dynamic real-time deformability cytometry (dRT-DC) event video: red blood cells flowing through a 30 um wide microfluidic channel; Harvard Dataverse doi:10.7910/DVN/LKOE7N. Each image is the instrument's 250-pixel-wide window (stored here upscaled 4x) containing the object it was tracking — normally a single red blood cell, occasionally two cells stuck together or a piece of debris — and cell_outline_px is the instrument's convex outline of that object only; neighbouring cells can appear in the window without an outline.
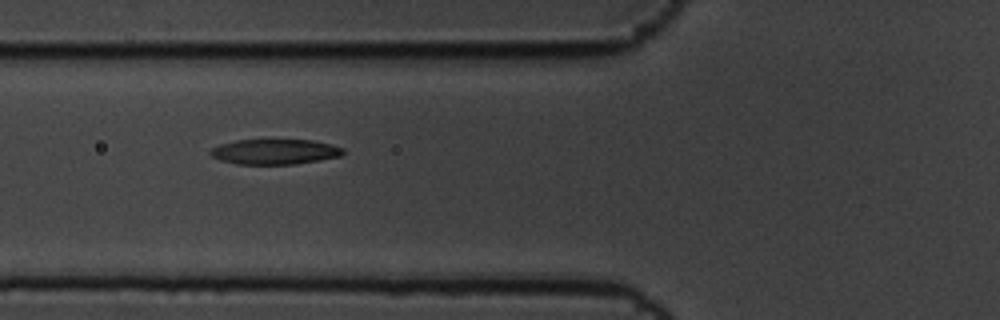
{"species": "common noctule bat (a hibernating species)", "species_latin": "Nyctalus noctula", "temperature_condition": "cold", "stored_images_in_passage": 8, "camera_frame_rate_fps": 3000, "um_per_image_px": 0.085, "animal": {"sex": "male", "body_mass_g": 19.5, "forearm_length_mm": 54.6}, "frame": {"image": 1, "passage_image": 7, "time_ms": 2.0, "image_size_px": [1000, 320], "cell_outline_px": [[344, 152], [340, 156], [320, 160], [296, 164], [236, 164], [220, 160], [212, 156], [208, 152], [212, 148], [220, 144], [236, 140], [312, 140], [344, 148]], "centroid_in_image_um": [23.33, 12.9], "position_along_channel_um": 102.5, "area_um2": 19.42}}
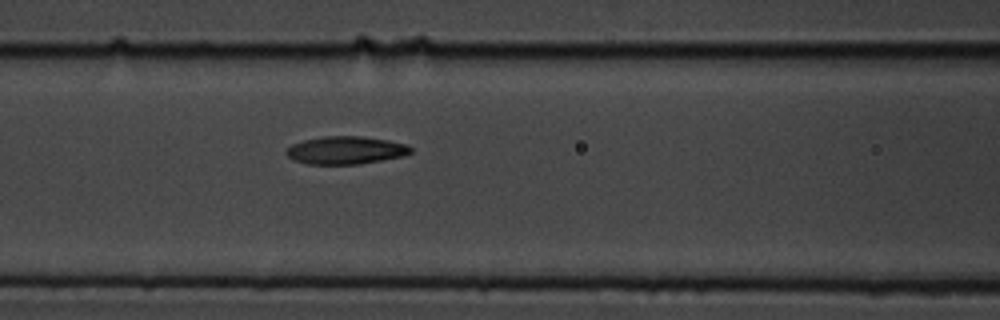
{"frame": {"image": 2, "passage_image": 8, "time_ms": 2.333, "image_size_px": [1000, 320], "cell_outline_px": [[412, 152], [404, 156], [360, 164], [308, 164], [292, 160], [284, 152], [292, 144], [304, 140], [324, 136], [360, 136], [388, 140], [408, 144], [412, 148]], "centroid_in_image_um": [29.4, 12.77], "position_along_channel_um": 137.2, "area_um2": 20.29}}